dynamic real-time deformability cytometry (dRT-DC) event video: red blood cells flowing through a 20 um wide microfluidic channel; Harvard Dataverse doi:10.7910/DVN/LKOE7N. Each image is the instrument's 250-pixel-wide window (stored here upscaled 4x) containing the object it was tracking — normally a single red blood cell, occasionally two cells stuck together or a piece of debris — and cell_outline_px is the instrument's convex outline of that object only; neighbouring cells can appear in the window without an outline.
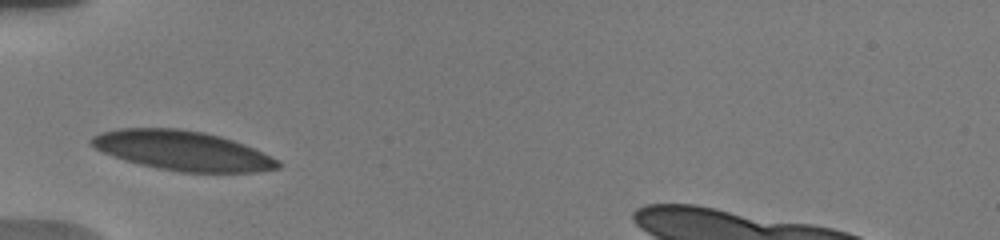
{"species": "human", "species_latin": "Homo sapiens", "temperature_condition": "warm", "stored_images_in_passage": 3, "camera_frame_rate_fps": 3000, "um_per_image_px": 0.085, "donor": {"sex": "male"}, "frame": {"image": 1, "passage_image": 1, "time_ms": 0.0, "image_size_px": [1000, 240], "cell_outline_px": [[280, 168], [256, 172], [180, 172], [140, 164], [124, 160], [104, 152], [96, 148], [88, 140], [92, 136], [100, 132], [120, 128], [180, 128], [204, 132], [220, 136], [244, 144], [280, 160]], "centroid_in_image_um": [15.52, 12.79], "position_along_channel_um": 69.5, "area_um2": 42.89}}